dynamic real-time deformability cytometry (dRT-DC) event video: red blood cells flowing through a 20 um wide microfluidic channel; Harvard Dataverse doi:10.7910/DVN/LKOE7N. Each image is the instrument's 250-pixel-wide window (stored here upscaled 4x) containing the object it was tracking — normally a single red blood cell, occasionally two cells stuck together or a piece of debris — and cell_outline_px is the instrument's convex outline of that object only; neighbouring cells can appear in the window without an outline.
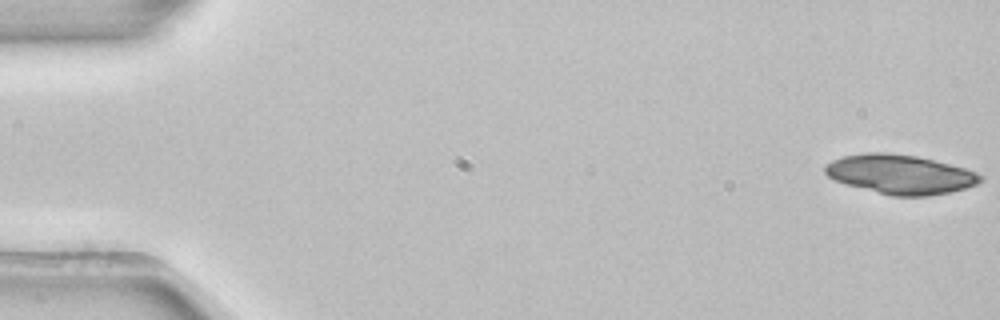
{"species": "common noctule bat (a hibernating species)", "species_latin": "Nyctalus noctula", "temperature_condition": "room temperature", "stored_images_in_passage": 6, "camera_frame_rate_fps": 3000, "um_per_image_px": 0.085, "animal": {"sex": "female", "body_mass_g": 22.7, "forearm_length_mm": 54.2}, "frame": {"image": 1, "passage_image": 1, "time_ms": 0.0, "image_size_px": [1000, 320], "cell_outline_px": [[984, 180], [976, 184], [952, 192], [928, 196], [892, 196], [848, 184], [836, 180], [828, 176], [824, 172], [824, 164], [832, 160], [844, 156], [868, 152], [888, 152], [916, 156], [964, 168], [976, 172], [984, 176]], "centroid_in_image_um": [76.53, 14.81], "position_along_channel_um": 8.5, "area_um2": 35.37}}